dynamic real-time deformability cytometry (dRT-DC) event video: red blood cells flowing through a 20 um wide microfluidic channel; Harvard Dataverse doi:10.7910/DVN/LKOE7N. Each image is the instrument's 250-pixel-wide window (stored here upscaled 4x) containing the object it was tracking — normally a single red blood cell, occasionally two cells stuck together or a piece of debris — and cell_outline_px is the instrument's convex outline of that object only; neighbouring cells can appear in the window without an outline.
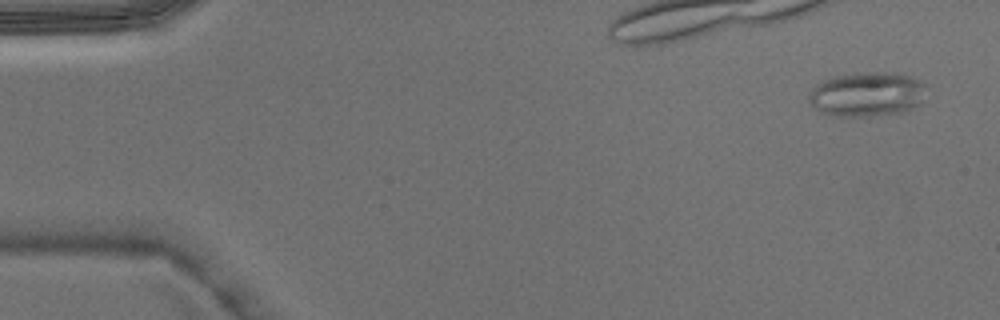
{"species": "Egyptian fruit bat (a non-hibernating species)", "species_latin": "Rousettus aegyptiacus", "temperature_condition": "warm", "stored_images_in_passage": 4, "camera_frame_rate_fps": 3000, "um_per_image_px": 0.085, "animal": {"sex": "male"}, "frame": {"image": 1, "passage_image": 1, "time_ms": 0.0, "image_size_px": [1000, 320], "cell_outline_px": [[924, 84], [920, 104], [912, 108], [900, 112], [872, 116], [840, 116], [820, 112], [808, 100], [808, 96], [812, 88], [816, 84], [824, 80], [836, 76], [860, 72], [900, 72], [912, 76]], "centroid_in_image_um": [73.68, 7.99], "position_along_channel_um": 11.3, "area_um2": 30.29}}